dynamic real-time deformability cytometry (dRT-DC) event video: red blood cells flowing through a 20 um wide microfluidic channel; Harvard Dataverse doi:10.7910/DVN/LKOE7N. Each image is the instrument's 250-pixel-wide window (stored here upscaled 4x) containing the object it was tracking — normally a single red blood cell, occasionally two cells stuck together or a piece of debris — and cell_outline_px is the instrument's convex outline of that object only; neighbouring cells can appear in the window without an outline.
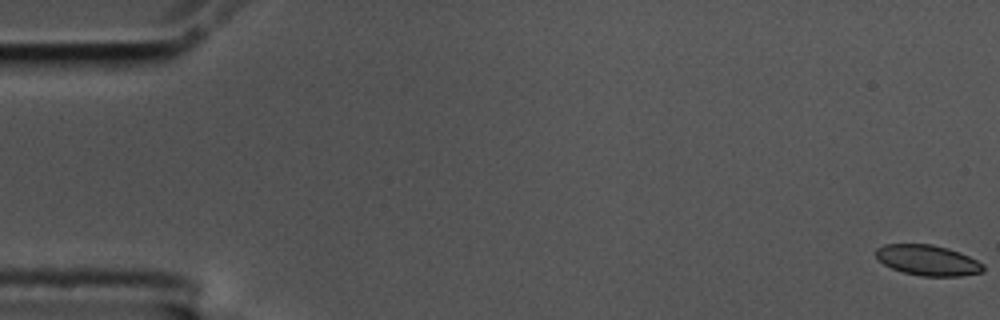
{"species": "common noctule bat (a hibernating species)", "species_latin": "Nyctalus noctula", "temperature_condition": "cold", "stored_images_in_passage": 57, "camera_frame_rate_fps": 3000, "um_per_image_px": 0.085, "animal": {"sex": "male", "body_mass_g": 17.5, "forearm_length_mm": 52.3}, "frame": {"image": 1, "passage_image": 1, "time_ms": 0.0, "image_size_px": [1000, 320], "cell_outline_px": [[984, 272], [960, 276], [920, 276], [904, 272], [892, 268], [884, 264], [876, 256], [876, 248], [884, 244], [932, 244], [948, 248], [960, 252], [984, 264]], "centroid_in_image_um": [78.88, 22.12], "position_along_channel_um": 6.1, "area_um2": 19.07}}
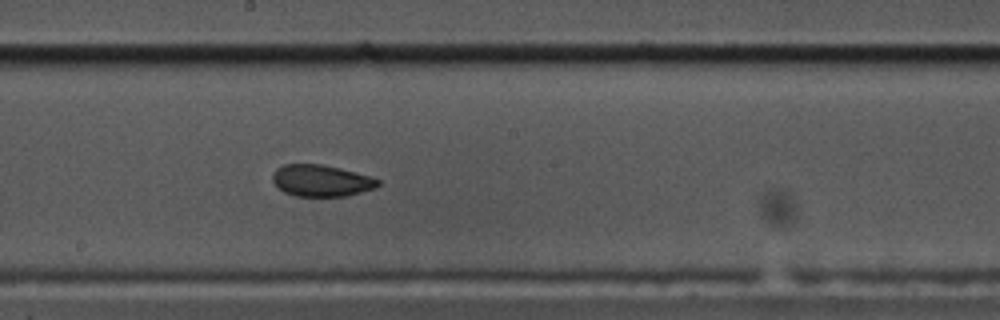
{"frame": {"image": 2, "passage_image": 32, "time_ms": 10.333, "image_size_px": [1000, 320], "cell_outline_px": [[380, 184], [376, 188], [348, 196], [296, 196], [284, 192], [272, 180], [272, 176], [276, 168], [284, 164], [320, 164], [340, 168], [368, 176], [380, 180]], "centroid_in_image_um": [27.31, 15.36], "position_along_channel_um": 220.9, "area_um2": 19.36}}
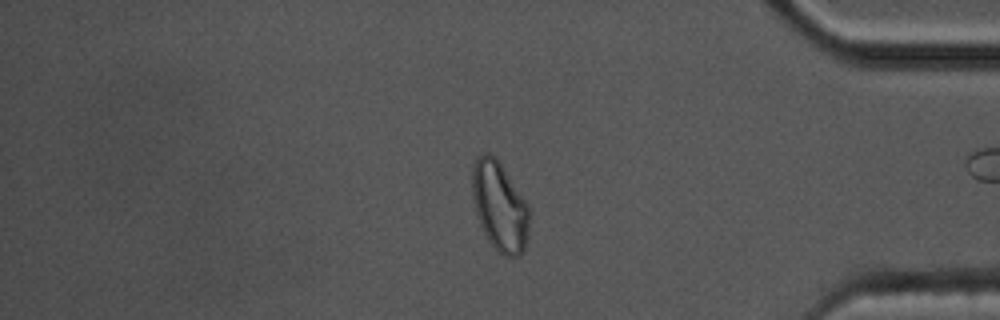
{"frame": {"image": 3, "passage_image": 49, "time_ms": 16.0, "image_size_px": [1000, 320], "cell_outline_px": [[528, 240], [524, 252], [520, 256], [504, 256], [488, 240], [480, 224], [476, 212], [472, 196], [472, 168], [476, 156], [484, 152], [488, 152], [500, 164], [528, 204]], "centroid_in_image_um": [42.46, 17.56], "position_along_channel_um": 392.7, "area_um2": 29.42}, "authors_computed_cell_mechanics": {"area_um2": 20.1722, "velocity_mm_per_s": 3.5027, "shape_relaxation_time_tau1_ms": null, "shape_relaxation_time_tau2_ms": 1.7127, "deformation_change_tau1": null, "deformation_change_tau2": 0.0489}}